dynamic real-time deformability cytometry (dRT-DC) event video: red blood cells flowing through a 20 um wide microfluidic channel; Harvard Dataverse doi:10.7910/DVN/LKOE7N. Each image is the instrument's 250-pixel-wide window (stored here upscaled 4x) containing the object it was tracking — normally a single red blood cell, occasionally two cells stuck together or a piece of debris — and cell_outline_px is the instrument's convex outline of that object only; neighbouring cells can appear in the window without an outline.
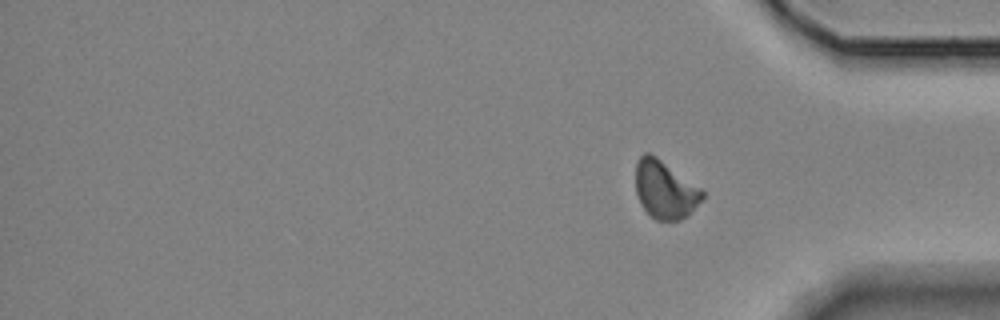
{"species": "Egyptian fruit bat (a non-hibernating species)", "species_latin": "Rousettus aegyptiacus", "temperature_condition": "room temperature", "stored_images_in_passage": 17, "segment_of_instrument_passage": [2, 2], "camera_frame_rate_fps": 3000, "um_per_image_px": 0.085, "animal": {"sex": "female"}, "frame": {"image": 1, "passage_image": 17, "time_ms": 18.333, "image_size_px": [1000, 320], "cell_outline_px": [[704, 200], [688, 216], [680, 220], [656, 220], [640, 204], [636, 192], [636, 160], [644, 152], [648, 152], [656, 156], [700, 188], [704, 192]], "centroid_in_image_um": [56.53, 16.13], "position_along_channel_um": 378.7, "area_um2": 22.54}}